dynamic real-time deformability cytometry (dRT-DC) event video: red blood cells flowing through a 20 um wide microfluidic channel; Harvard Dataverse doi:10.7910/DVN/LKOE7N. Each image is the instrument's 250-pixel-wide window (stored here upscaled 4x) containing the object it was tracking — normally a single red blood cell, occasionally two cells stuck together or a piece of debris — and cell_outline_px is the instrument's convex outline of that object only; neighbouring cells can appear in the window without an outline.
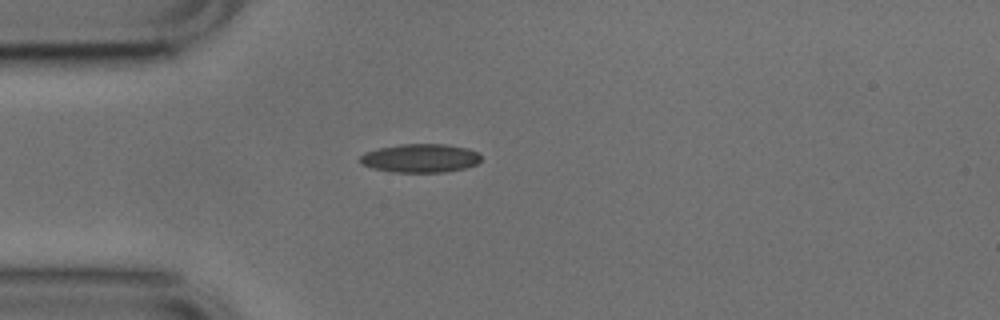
{"species": "common noctule bat (a hibernating species)", "species_latin": "Nyctalus noctula", "temperature_condition": "cold", "stored_images_in_passage": 40, "camera_frame_rate_fps": 3000, "um_per_image_px": 0.085, "animal": {"sex": "male", "body_mass_g": 17.9, "forearm_length_mm": 54.2}, "frame": {"image": 1, "passage_image": 1, "time_ms": 0.0, "image_size_px": [1000, 320], "cell_outline_px": [[480, 160], [476, 164], [464, 168], [444, 172], [392, 172], [372, 168], [360, 164], [360, 156], [364, 152], [376, 148], [400, 144], [444, 144], [468, 148], [476, 152], [480, 156]], "centroid_in_image_um": [35.67, 13.44], "position_along_channel_um": 49.3, "area_um2": 20.23}}
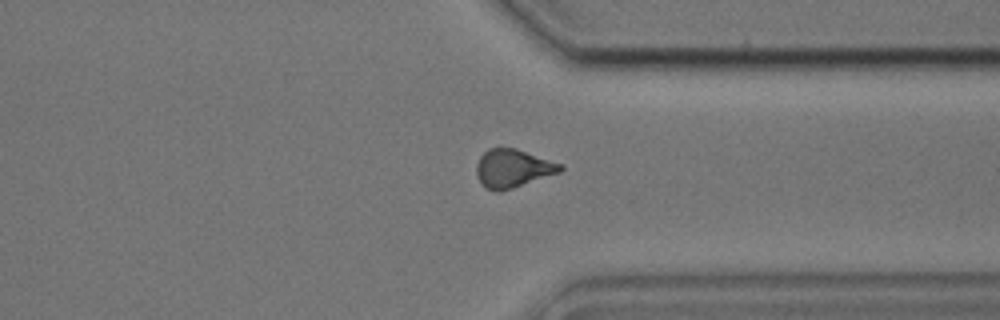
{"frame": {"image": 2, "passage_image": 27, "time_ms": 8.667, "image_size_px": [1000, 320], "cell_outline_px": [[564, 168], [560, 172], [500, 192], [496, 192], [484, 188], [476, 172], [476, 164], [480, 156], [488, 148], [500, 144], [516, 148], [564, 164]], "centroid_in_image_um": [43.57, 14.27], "position_along_channel_um": 367.8, "area_um2": 19.19}}
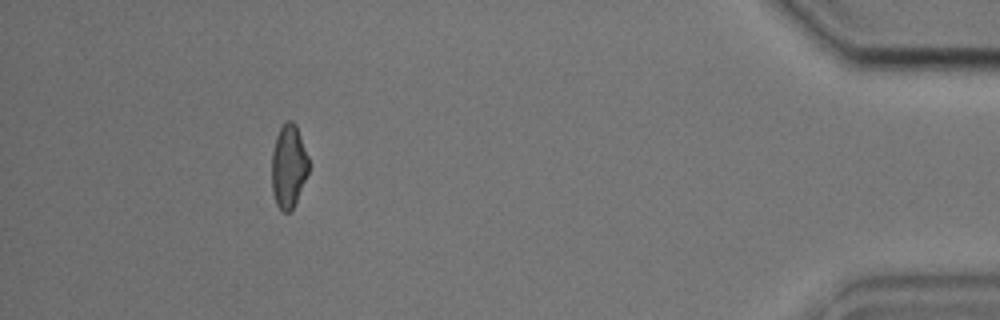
{"frame": {"image": 3, "passage_image": 35, "time_ms": 11.333, "image_size_px": [1000, 320], "cell_outline_px": [[308, 172], [296, 200], [292, 208], [288, 212], [284, 212], [276, 204], [272, 192], [272, 152], [276, 136], [284, 120], [292, 120], [296, 124], [308, 156]], "centroid_in_image_um": [24.51, 14.08], "position_along_channel_um": 410.7, "area_um2": 17.8}, "authors_computed_cell_mechanics": {"area_um2": 18.785, "velocity_mm_per_s": 3.8027, "shape_relaxation_time_tau1_ms": 7.1549, "shape_relaxation_time_tau2_ms": 2.2412, "deformation_change_tau1": 0.1494, "deformation_change_tau2": 0.0818}}